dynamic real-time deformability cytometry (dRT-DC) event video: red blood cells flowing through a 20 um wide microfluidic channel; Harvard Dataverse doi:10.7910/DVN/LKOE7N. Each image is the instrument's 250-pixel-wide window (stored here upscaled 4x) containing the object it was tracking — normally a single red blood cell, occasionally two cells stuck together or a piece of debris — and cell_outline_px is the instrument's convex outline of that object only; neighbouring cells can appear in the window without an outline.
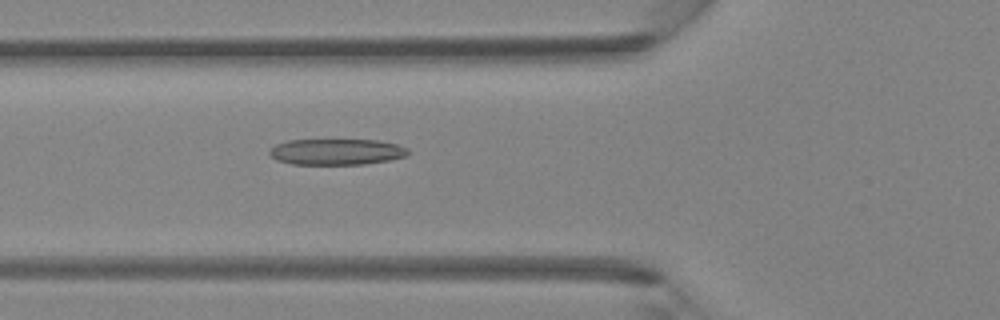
{"species": "Egyptian fruit bat (a non-hibernating species)", "species_latin": "Rousettus aegyptiacus", "temperature_condition": "room temperature", "stored_images_in_passage": 44, "camera_frame_rate_fps": 3000, "um_per_image_px": 0.085, "animal": {"sex": "female"}, "frame": {"image": 1, "passage_image": 16, "time_ms": 5.0, "image_size_px": [1000, 320], "cell_outline_px": [[408, 152], [404, 156], [388, 160], [364, 164], [292, 164], [276, 160], [268, 152], [276, 144], [288, 140], [380, 140], [396, 144], [408, 148]], "centroid_in_image_um": [28.58, 12.9], "position_along_channel_um": 97.2, "area_um2": 20.87}}
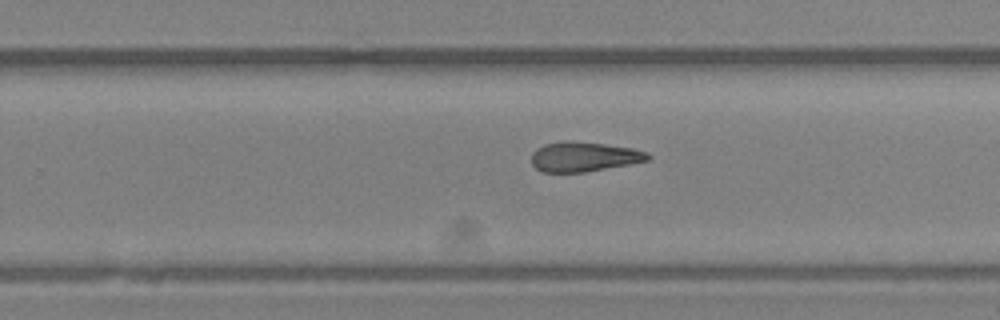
{"frame": {"image": 2, "passage_image": 28, "time_ms": 9.0, "image_size_px": [1000, 320], "cell_outline_px": [[652, 156], [648, 160], [628, 164], [584, 172], [544, 172], [536, 168], [532, 164], [532, 152], [536, 148], [544, 144], [564, 140], [568, 140], [604, 144], [632, 148], [648, 152]], "centroid_in_image_um": [49.61, 13.31], "position_along_channel_um": 280.2, "area_um2": 20.11}}
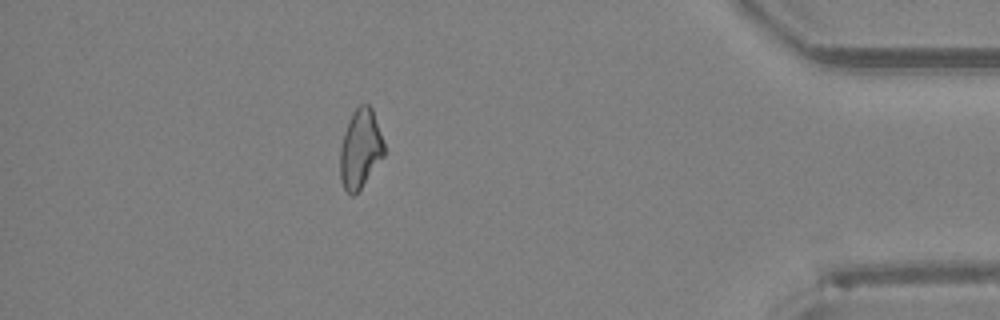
{"frame": {"image": 3, "passage_image": 39, "time_ms": 12.667, "image_size_px": [1000, 320], "cell_outline_px": [[384, 156], [360, 188], [352, 196], [344, 188], [340, 180], [340, 148], [344, 132], [348, 120], [352, 112], [360, 104], [368, 104], [372, 108], [384, 144]], "centroid_in_image_um": [30.61, 12.63], "position_along_channel_um": 404.6, "area_um2": 20.06}}